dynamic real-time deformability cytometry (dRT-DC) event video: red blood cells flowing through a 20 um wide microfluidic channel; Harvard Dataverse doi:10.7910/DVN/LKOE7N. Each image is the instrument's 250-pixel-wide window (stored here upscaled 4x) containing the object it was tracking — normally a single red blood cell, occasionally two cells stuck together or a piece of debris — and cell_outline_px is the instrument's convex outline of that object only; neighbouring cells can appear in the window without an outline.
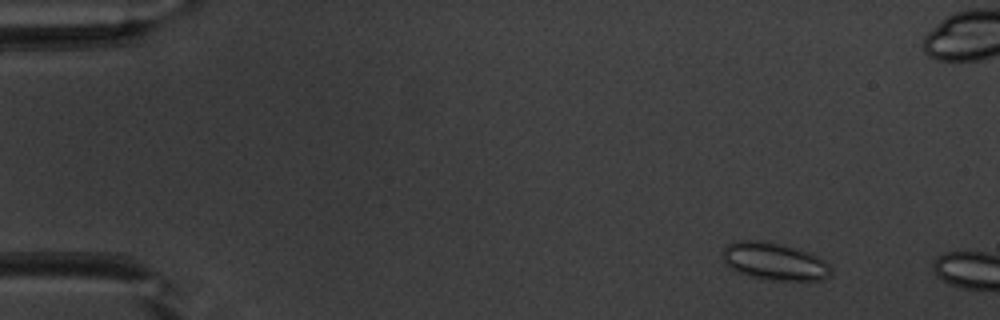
{"species": "common noctule bat (a hibernating species)", "species_latin": "Nyctalus noctula", "temperature_condition": "warm", "stored_images_in_passage": 10, "camera_frame_rate_fps": 3000, "um_per_image_px": 0.085, "animal": {"sex": "male", "body_mass_g": 20.1, "forearm_length_mm": 53.5}, "frame": {"image": 1, "passage_image": 6, "time_ms": 1.667, "image_size_px": [1000, 320], "cell_outline_px": [[832, 272], [828, 276], [820, 280], [768, 280], [752, 276], [728, 268], [724, 264], [724, 248], [728, 244], [736, 240], [764, 240], [780, 244], [808, 252], [824, 260], [832, 268]], "centroid_in_image_um": [65.81, 22.21], "position_along_channel_um": 19.2, "area_um2": 23.52}}